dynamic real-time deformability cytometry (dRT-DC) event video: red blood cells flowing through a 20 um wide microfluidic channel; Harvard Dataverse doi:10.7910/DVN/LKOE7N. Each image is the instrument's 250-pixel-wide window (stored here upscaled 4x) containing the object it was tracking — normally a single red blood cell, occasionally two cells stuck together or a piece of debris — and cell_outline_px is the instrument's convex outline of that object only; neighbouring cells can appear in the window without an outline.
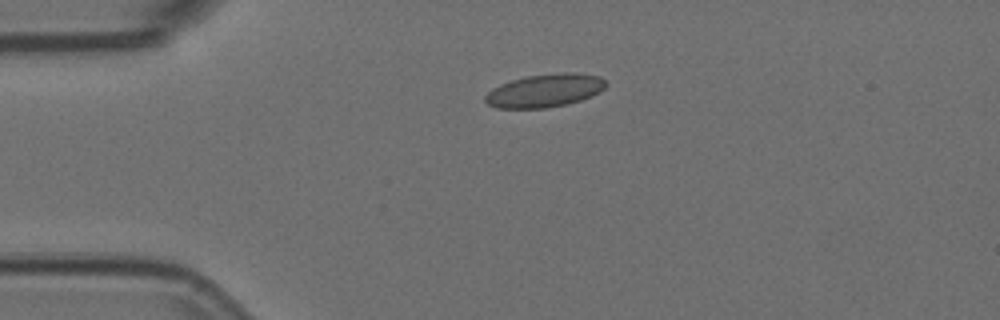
{"species": "Egyptian fruit bat (a non-hibernating species)", "species_latin": "Rousettus aegyptiacus", "temperature_condition": "room temperature", "stored_images_in_passage": 4, "camera_frame_rate_fps": 3000, "um_per_image_px": 0.085, "animal": {"sex": "female"}, "frame": {"image": 1, "passage_image": 1, "time_ms": 0.0, "image_size_px": [1000, 320], "cell_outline_px": [[608, 84], [600, 92], [592, 96], [580, 100], [564, 104], [544, 108], [496, 108], [488, 104], [484, 100], [484, 96], [492, 88], [500, 84], [512, 80], [528, 76], [564, 72], [572, 72], [600, 76]], "centroid_in_image_um": [46.31, 7.7], "position_along_channel_um": 38.7, "area_um2": 23.24}}
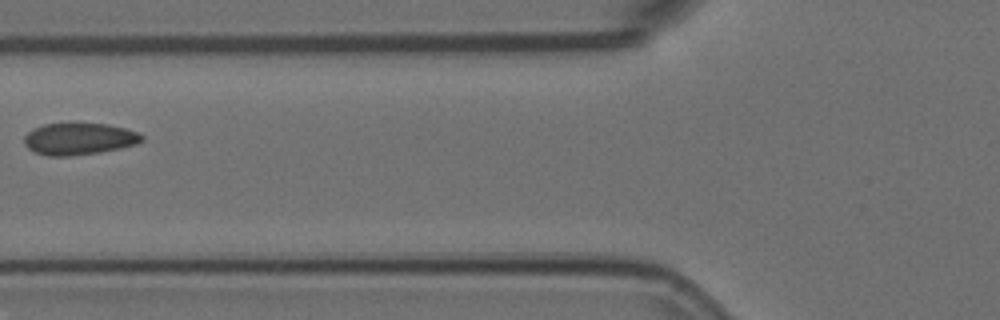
{"frame": {"image": 2, "passage_image": 3, "time_ms": 0.667, "image_size_px": [1000, 320], "cell_outline_px": [[144, 140], [136, 144], [120, 148], [100, 152], [68, 156], [48, 156], [36, 152], [28, 148], [24, 144], [24, 136], [32, 128], [44, 124], [108, 124], [124, 128], [136, 132], [144, 136]], "centroid_in_image_um": [6.71, 11.81], "position_along_channel_um": 119.1, "area_um2": 21.68}}
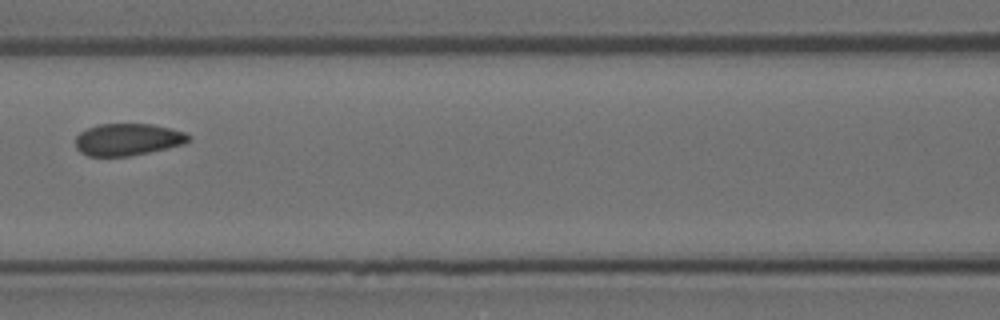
{"frame": {"image": 3, "passage_image": 4, "time_ms": 1.0, "image_size_px": [1000, 320], "cell_outline_px": [[192, 140], [184, 144], [148, 152], [128, 156], [88, 156], [80, 152], [76, 148], [76, 136], [80, 132], [88, 128], [100, 124], [152, 124], [172, 128], [184, 132], [192, 136]], "centroid_in_image_um": [10.88, 11.85], "position_along_channel_um": 155.7, "area_um2": 21.15}}